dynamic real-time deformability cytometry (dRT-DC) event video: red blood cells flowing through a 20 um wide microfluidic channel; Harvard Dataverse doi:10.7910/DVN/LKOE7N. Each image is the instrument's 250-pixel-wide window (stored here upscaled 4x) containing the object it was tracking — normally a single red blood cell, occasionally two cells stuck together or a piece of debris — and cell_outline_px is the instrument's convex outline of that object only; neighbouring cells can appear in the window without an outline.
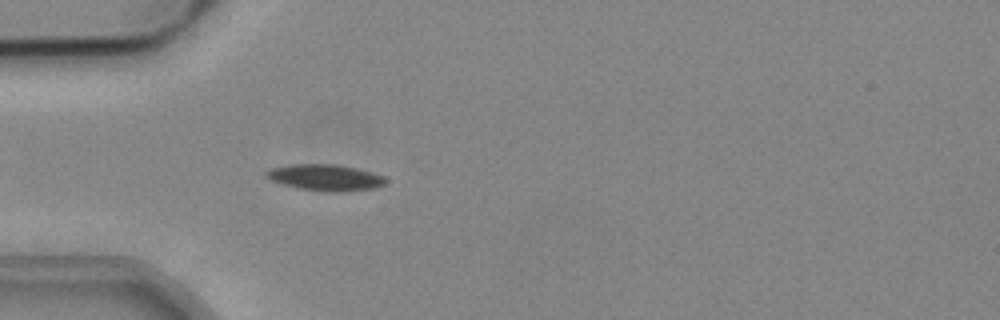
{"species": "common noctule bat (a hibernating species)", "species_latin": "Nyctalus noctula", "temperature_condition": "cold", "stored_images_in_passage": 19, "camera_frame_rate_fps": 3000, "um_per_image_px": 0.085, "animal": {"sex": "male", "body_mass_g": 19.2, "forearm_length_mm": 51.8}, "frame": {"image": 1, "passage_image": 6, "time_ms": 1.667, "image_size_px": [1000, 320], "cell_outline_px": [[388, 180], [384, 184], [376, 188], [336, 192], [332, 192], [300, 188], [280, 184], [264, 176], [264, 172], [272, 168], [288, 164], [336, 164], [356, 168], [372, 172], [384, 176]], "centroid_in_image_um": [27.65, 15.08], "position_along_channel_um": 57.4, "area_um2": 18.32}}
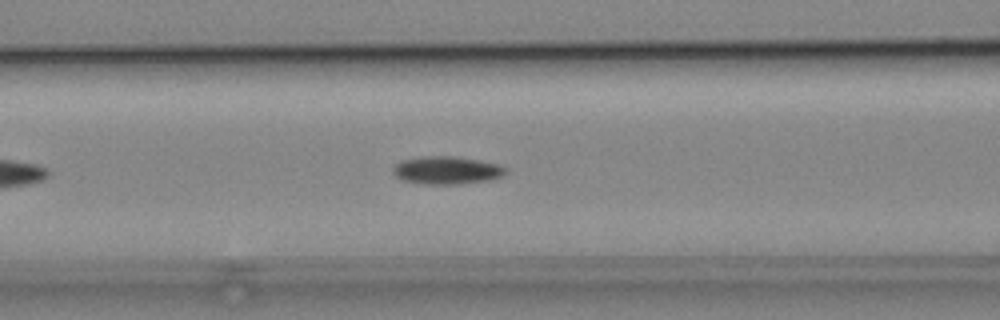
{"frame": {"image": 2, "passage_image": 12, "time_ms": 3.667, "image_size_px": [1000, 320], "cell_outline_px": [[508, 172], [500, 176], [488, 180], [460, 184], [428, 184], [404, 180], [396, 176], [392, 172], [392, 168], [400, 160], [424, 156], [452, 156], [500, 164], [508, 168]], "centroid_in_image_um": [37.98, 14.46], "position_along_channel_um": 128.6, "area_um2": 18.21}}
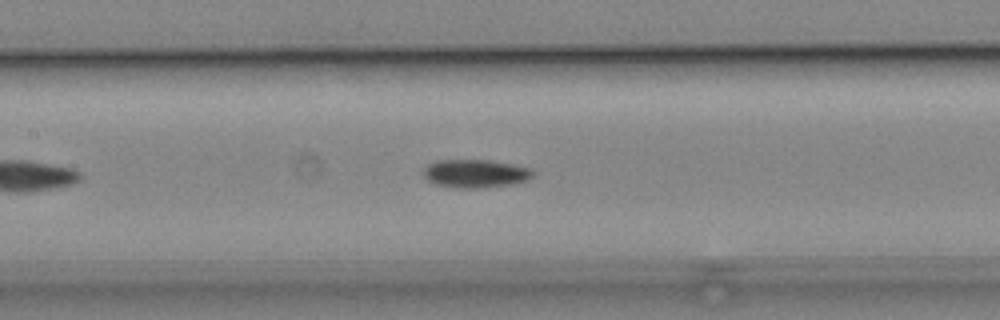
{"frame": {"image": 3, "passage_image": 15, "time_ms": 4.667, "image_size_px": [1000, 320], "cell_outline_px": [[532, 176], [524, 180], [512, 184], [480, 188], [460, 188], [436, 184], [428, 180], [424, 176], [424, 168], [428, 164], [436, 160], [488, 160], [512, 164], [528, 168], [532, 172]], "centroid_in_image_um": [40.35, 14.74], "position_along_channel_um": 167.0, "area_um2": 17.69}}